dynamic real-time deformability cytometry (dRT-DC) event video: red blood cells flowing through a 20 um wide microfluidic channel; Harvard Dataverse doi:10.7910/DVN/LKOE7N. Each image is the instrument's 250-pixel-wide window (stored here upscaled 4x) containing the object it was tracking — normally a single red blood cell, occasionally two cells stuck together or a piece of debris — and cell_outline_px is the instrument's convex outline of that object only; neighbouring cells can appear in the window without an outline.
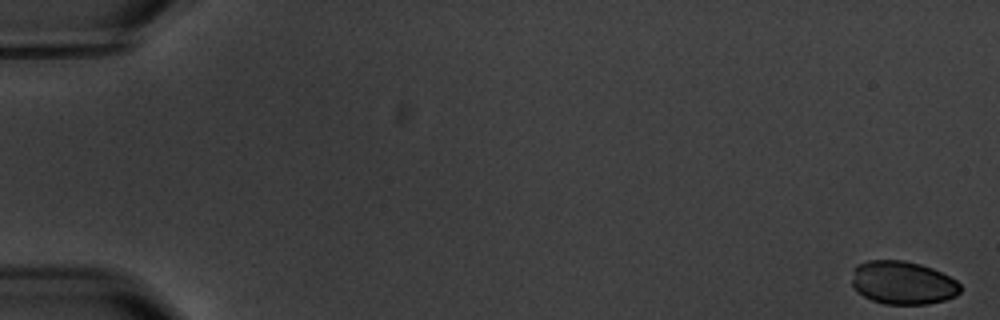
{"species": "common noctule bat (a hibernating species)", "species_latin": "Nyctalus noctula", "temperature_condition": "warm", "stored_images_in_passage": 8, "camera_frame_rate_fps": 3000, "um_per_image_px": 0.085, "animal": {"sex": "male", "body_mass_g": 20.1, "forearm_length_mm": 53.5}, "frame": {"image": 1, "passage_image": 1, "time_ms": 0.0, "image_size_px": [1000, 320], "cell_outline_px": [[960, 292], [956, 296], [944, 300], [928, 304], [884, 304], [872, 300], [856, 292], [852, 284], [852, 268], [856, 264], [868, 260], [904, 260], [920, 264], [932, 268], [956, 280], [960, 284]], "centroid_in_image_um": [76.7, 24.03], "position_along_channel_um": 8.3, "area_um2": 27.57}}
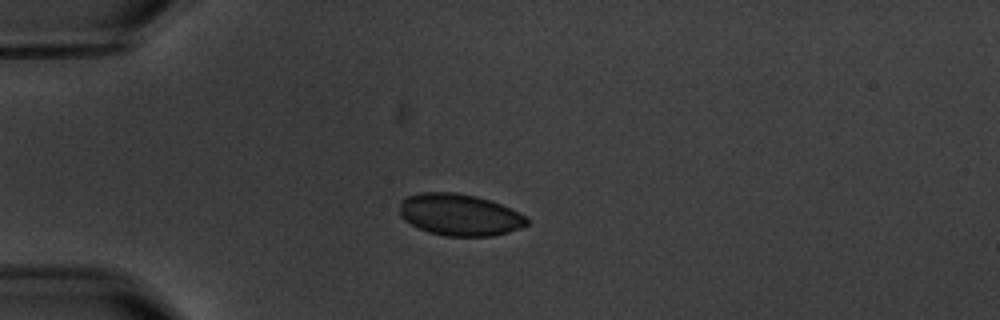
{"frame": {"image": 2, "passage_image": 5, "time_ms": 5.0, "image_size_px": [1000, 320], "cell_outline_px": [[528, 224], [520, 228], [508, 232], [492, 236], [444, 236], [428, 232], [404, 220], [400, 216], [400, 200], [408, 196], [420, 192], [456, 192], [476, 196], [500, 204], [524, 216], [528, 220]], "centroid_in_image_um": [39.02, 18.25], "position_along_channel_um": 46.0, "area_um2": 30.81}}
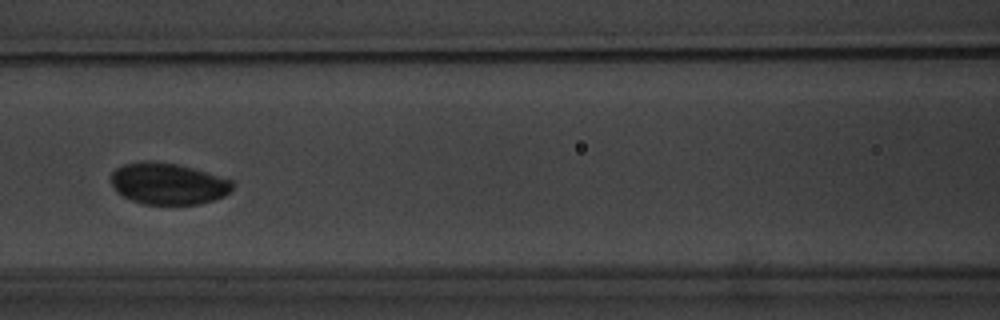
{"frame": {"image": 3, "passage_image": 8, "time_ms": 8.667, "image_size_px": [1000, 320], "cell_outline_px": [[236, 184], [224, 196], [200, 204], [144, 204], [132, 200], [116, 192], [108, 176], [116, 168], [124, 164], [144, 160], [152, 160], [176, 164], [192, 168], [232, 180]], "centroid_in_image_um": [14.25, 15.6], "position_along_channel_um": 152.4, "area_um2": 29.48}}